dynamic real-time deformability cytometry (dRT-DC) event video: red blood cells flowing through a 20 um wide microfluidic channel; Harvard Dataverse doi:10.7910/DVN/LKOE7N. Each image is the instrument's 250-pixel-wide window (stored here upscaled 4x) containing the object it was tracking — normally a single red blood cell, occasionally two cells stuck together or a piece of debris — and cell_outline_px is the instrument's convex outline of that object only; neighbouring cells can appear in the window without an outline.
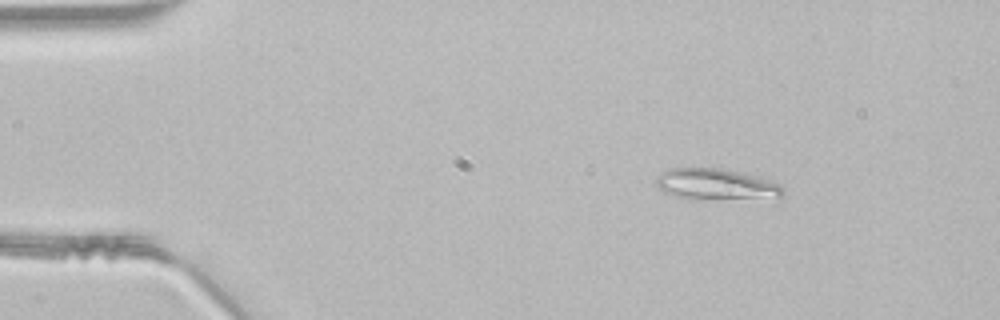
{"species": "common noctule bat (a hibernating species)", "species_latin": "Nyctalus noctula", "temperature_condition": "room temperature", "stored_images_in_passage": 42, "segment_of_instrument_passage": [1, 2], "camera_frame_rate_fps": 3000, "um_per_image_px": 0.085, "animal": {"sex": "male", "body_mass_g": 21.5, "forearm_length_mm": 52.0}, "frame": {"image": 1, "passage_image": 1, "time_ms": 0.0, "image_size_px": [1000, 320], "cell_outline_px": [[784, 192], [780, 196], [676, 196], [664, 192], [656, 184], [656, 176], [668, 168], [716, 168], [756, 176], [780, 184], [784, 188]], "centroid_in_image_um": [60.77, 15.58], "position_along_channel_um": 24.2, "area_um2": 21.1}}
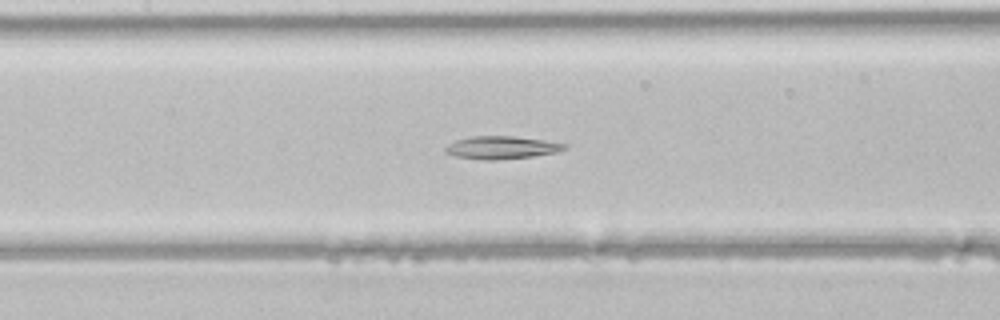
{"frame": {"image": 2, "passage_image": 16, "time_ms": 5.0, "image_size_px": [1000, 320], "cell_outline_px": [[568, 148], [556, 152], [532, 156], [496, 160], [484, 160], [456, 156], [444, 152], [444, 148], [448, 144], [456, 140], [468, 136], [512, 136], [544, 140], [568, 144]], "centroid_in_image_um": [42.62, 12.53], "position_along_channel_um": 164.8, "area_um2": 15.84}}
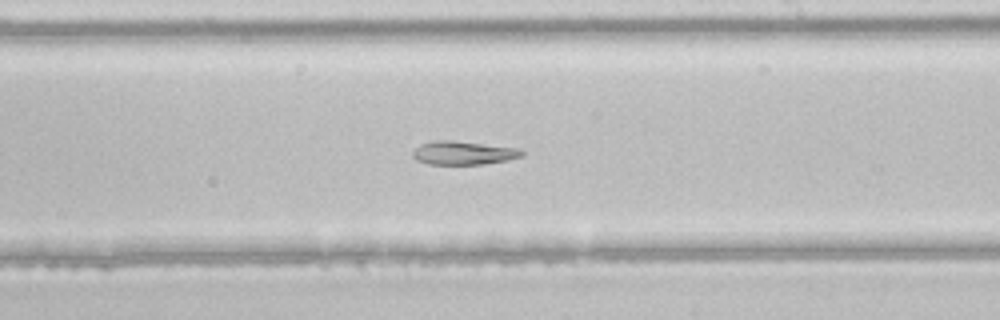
{"frame": {"image": 3, "passage_image": 22, "time_ms": 7.0, "image_size_px": [1000, 320], "cell_outline_px": [[524, 156], [508, 160], [484, 164], [428, 164], [416, 160], [412, 156], [412, 152], [420, 144], [436, 140], [452, 140], [520, 148], [524, 152]], "centroid_in_image_um": [39.41, 12.99], "position_along_channel_um": 249.6, "area_um2": 15.09}}